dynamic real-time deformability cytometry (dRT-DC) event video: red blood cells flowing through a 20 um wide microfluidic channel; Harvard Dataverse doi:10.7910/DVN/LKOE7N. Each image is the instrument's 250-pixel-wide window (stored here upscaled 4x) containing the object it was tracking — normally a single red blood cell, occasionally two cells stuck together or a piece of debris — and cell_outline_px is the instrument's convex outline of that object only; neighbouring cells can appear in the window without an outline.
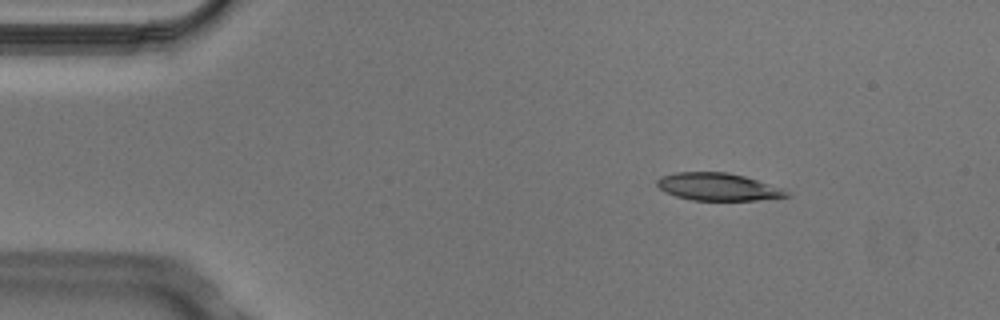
{"species": "Egyptian fruit bat (a non-hibernating species)", "species_latin": "Rousettus aegyptiacus", "temperature_condition": "cold", "stored_images_in_passage": 4, "camera_frame_rate_fps": 3000, "um_per_image_px": 0.085, "animal": {"sex": "male"}, "frame": {"image": 1, "passage_image": 2, "time_ms": 0.333, "image_size_px": [1000, 320], "cell_outline_px": [[792, 196], [756, 200], [692, 200], [676, 196], [664, 192], [656, 184], [656, 180], [660, 176], [676, 172], [728, 172], [744, 176], [784, 188]], "centroid_in_image_um": [61.03, 15.87], "position_along_channel_um": 24.0, "area_um2": 20.87}}